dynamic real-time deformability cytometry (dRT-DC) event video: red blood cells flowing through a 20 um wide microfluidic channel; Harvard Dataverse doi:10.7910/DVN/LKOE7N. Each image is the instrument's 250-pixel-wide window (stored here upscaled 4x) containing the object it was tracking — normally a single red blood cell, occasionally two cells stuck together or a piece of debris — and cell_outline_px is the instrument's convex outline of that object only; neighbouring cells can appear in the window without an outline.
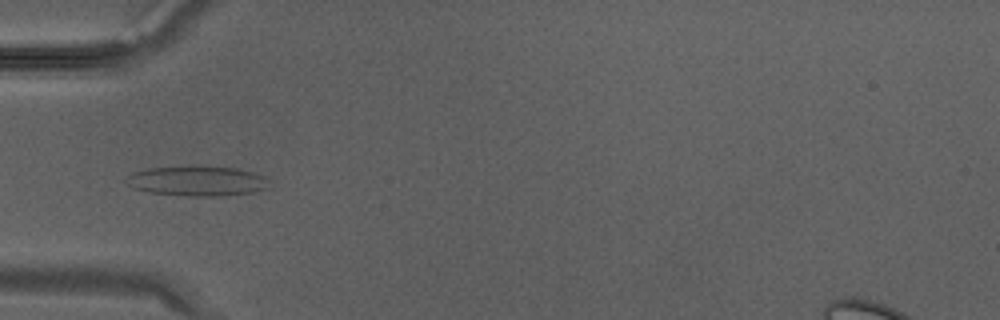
{"species": "Egyptian fruit bat (a non-hibernating species)", "species_latin": "Rousettus aegyptiacus", "temperature_condition": "warm", "stored_images_in_passage": 27, "camera_frame_rate_fps": 3000, "um_per_image_px": 0.085, "animal": {"sex": "male"}, "frame": {"image": 1, "passage_image": 5, "time_ms": 1.333, "image_size_px": [1000, 320], "cell_outline_px": [[268, 188], [252, 192], [224, 196], [188, 196], [148, 192], [132, 188], [124, 180], [132, 172], [148, 168], [196, 164], [236, 168], [252, 172], [264, 176], [268, 180]], "centroid_in_image_um": [16.73, 15.36], "position_along_channel_um": 68.3, "area_um2": 25.61}}
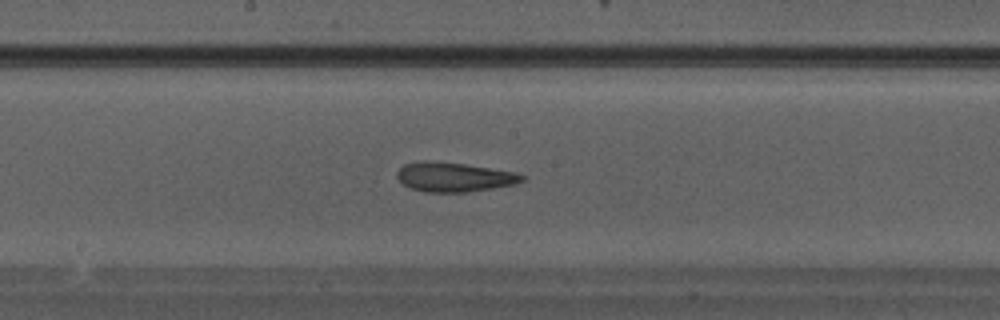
{"frame": {"image": 2, "passage_image": 12, "time_ms": 3.667, "image_size_px": [1000, 320], "cell_outline_px": [[524, 180], [516, 184], [468, 192], [424, 192], [412, 188], [404, 184], [396, 176], [396, 172], [404, 164], [424, 160], [464, 164], [512, 172], [524, 176]], "centroid_in_image_um": [38.56, 15.05], "position_along_channel_um": 209.6, "area_um2": 21.1}}